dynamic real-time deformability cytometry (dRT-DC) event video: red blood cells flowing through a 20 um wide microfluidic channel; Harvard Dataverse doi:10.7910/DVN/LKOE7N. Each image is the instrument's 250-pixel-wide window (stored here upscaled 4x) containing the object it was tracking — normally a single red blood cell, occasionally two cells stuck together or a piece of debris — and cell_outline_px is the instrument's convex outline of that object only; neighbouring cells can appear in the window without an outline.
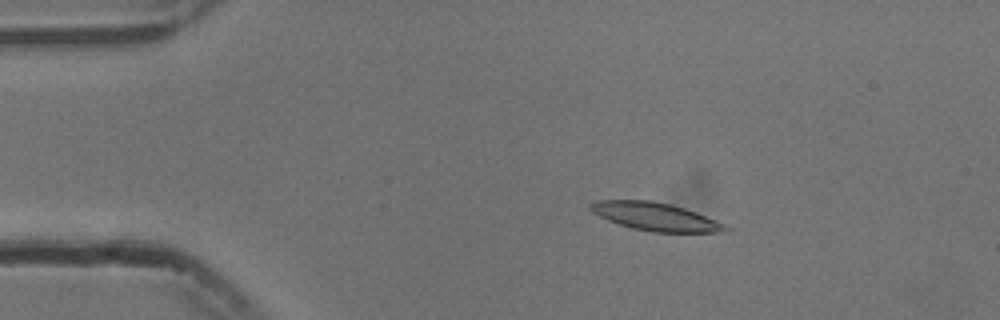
{"species": "common noctule bat (a hibernating species)", "species_latin": "Nyctalus noctula", "temperature_condition": "cold", "stored_images_in_passage": 54, "camera_frame_rate_fps": 3000, "um_per_image_px": 0.085, "animal": {"sex": "male", "body_mass_g": 13.3}, "frame": {"image": 1, "passage_image": 9, "time_ms": 2.667, "image_size_px": [1000, 320], "cell_outline_px": [[732, 228], [728, 232], [652, 232], [632, 228], [608, 220], [592, 212], [588, 208], [588, 204], [596, 200], [652, 200], [684, 208], [696, 212], [724, 224]], "centroid_in_image_um": [55.7, 18.41], "position_along_channel_um": 29.3, "area_um2": 22.02}}
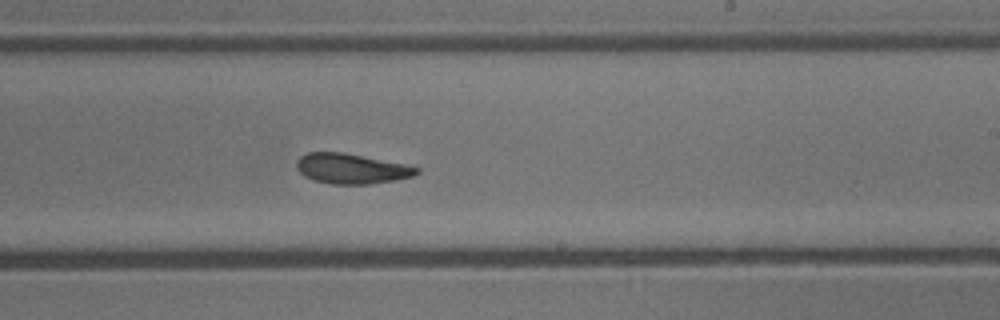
{"frame": {"image": 2, "passage_image": 32, "time_ms": 10.333, "image_size_px": [1000, 320], "cell_outline_px": [[420, 172], [412, 176], [396, 180], [368, 184], [332, 184], [312, 180], [304, 176], [296, 168], [296, 160], [300, 156], [308, 152], [340, 152], [404, 164], [420, 168]], "centroid_in_image_um": [29.83, 14.34], "position_along_channel_um": 259.2, "area_um2": 20.98}}
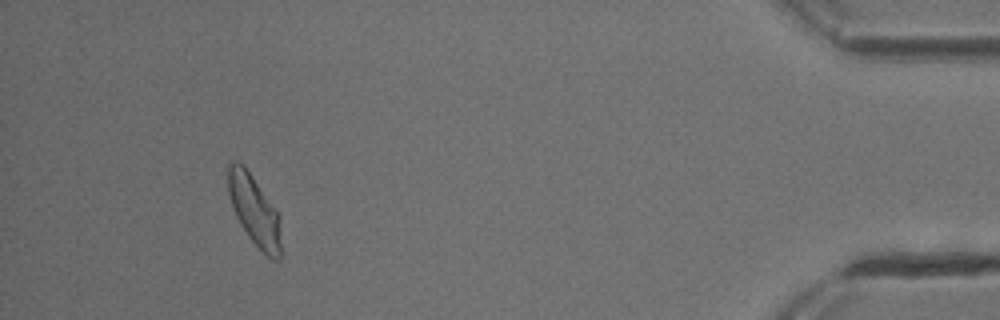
{"frame": {"image": 3, "passage_image": 50, "time_ms": 16.333, "image_size_px": [1000, 320], "cell_outline_px": [[280, 260], [272, 260], [248, 236], [240, 224], [232, 208], [228, 192], [228, 164], [236, 160], [244, 164], [276, 208], [280, 216]], "centroid_in_image_um": [21.62, 17.84], "position_along_channel_um": 413.6, "area_um2": 21.73}, "authors_computed_cell_mechanics": {"area_um2": 21.7906, "velocity_mm_per_s": 3.7303, "shape_relaxation_time_tau1_ms": 10.7869, "shape_relaxation_time_tau2_ms": 4.5438, "deformation_change_tau1": 0.2124, "deformation_change_tau2": 0.1202}}